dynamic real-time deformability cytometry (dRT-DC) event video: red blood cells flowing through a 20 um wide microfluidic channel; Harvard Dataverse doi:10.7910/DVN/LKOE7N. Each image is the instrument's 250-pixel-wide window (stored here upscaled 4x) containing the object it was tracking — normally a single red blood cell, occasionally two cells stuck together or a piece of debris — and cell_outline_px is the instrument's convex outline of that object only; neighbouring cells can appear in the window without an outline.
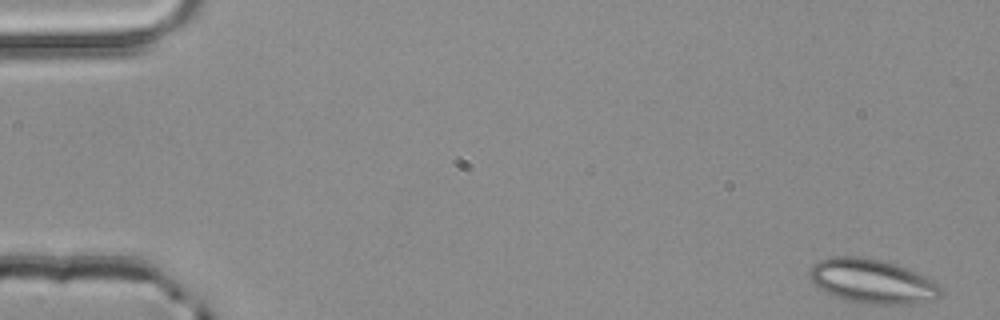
{"species": "common noctule bat (a hibernating species)", "species_latin": "Nyctalus noctula", "temperature_condition": "room temperature", "stored_images_in_passage": 4, "camera_frame_rate_fps": 3000, "um_per_image_px": 0.085, "animal": {"sex": "male", "body_mass_g": 20.4}, "frame": {"image": 1, "passage_image": 1, "time_ms": 0.0, "image_size_px": [1000, 320], "cell_outline_px": [[944, 292], [928, 300], [912, 304], [864, 304], [844, 300], [820, 288], [812, 280], [808, 272], [812, 264], [820, 260], [832, 256], [860, 256], [884, 260], [896, 264], [936, 280], [940, 284]], "centroid_in_image_um": [74.16, 23.89], "position_along_channel_um": 10.8, "area_um2": 33.99}}
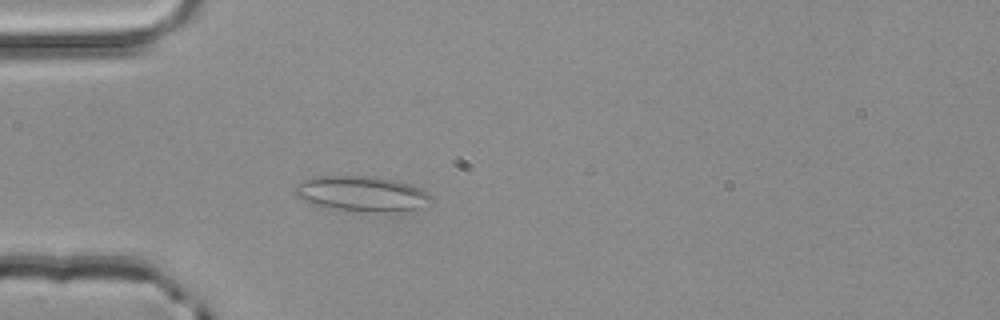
{"frame": {"image": 2, "passage_image": 4, "time_ms": 1.0, "image_size_px": [1000, 320], "cell_outline_px": [[432, 196], [420, 208], [384, 212], [368, 212], [336, 208], [308, 204], [296, 196], [292, 192], [292, 188], [296, 184], [312, 176], [376, 176], [396, 180], [420, 188], [428, 192]], "centroid_in_image_um": [30.66, 16.45], "position_along_channel_um": 54.3, "area_um2": 28.03}}